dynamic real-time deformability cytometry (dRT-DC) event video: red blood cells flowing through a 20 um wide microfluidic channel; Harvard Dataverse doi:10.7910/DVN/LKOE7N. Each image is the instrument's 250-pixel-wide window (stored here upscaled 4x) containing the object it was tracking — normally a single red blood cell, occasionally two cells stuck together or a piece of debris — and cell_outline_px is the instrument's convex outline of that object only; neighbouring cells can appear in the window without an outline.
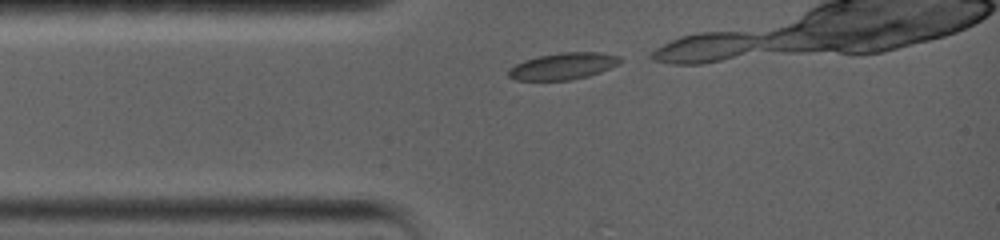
{"species": "common noctule bat (a hibernating species)", "species_latin": "Nyctalus noctula", "temperature_condition": "warm", "stored_images_in_passage": 7, "camera_frame_rate_fps": 5000, "um_per_image_px": 0.085, "animal": {"sex": "female", "body_mass_g": 19.0, "forearm_length_mm": 56.7}, "frame": {"image": 1, "passage_image": 1, "time_ms": 0.0, "image_size_px": [1000, 240], "cell_outline_px": [[624, 60], [620, 64], [600, 72], [588, 76], [572, 80], [516, 80], [508, 76], [508, 68], [524, 60], [536, 56], [560, 52], [600, 52], [620, 56]], "centroid_in_image_um": [47.89, 5.61], "position_along_channel_um": 37.1, "area_um2": 17.63}}